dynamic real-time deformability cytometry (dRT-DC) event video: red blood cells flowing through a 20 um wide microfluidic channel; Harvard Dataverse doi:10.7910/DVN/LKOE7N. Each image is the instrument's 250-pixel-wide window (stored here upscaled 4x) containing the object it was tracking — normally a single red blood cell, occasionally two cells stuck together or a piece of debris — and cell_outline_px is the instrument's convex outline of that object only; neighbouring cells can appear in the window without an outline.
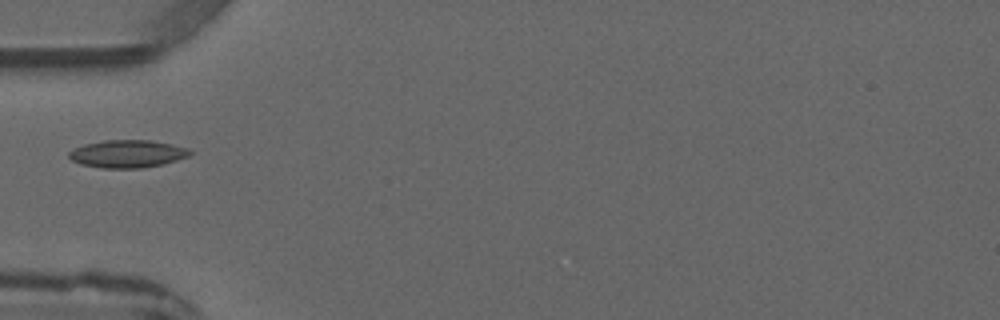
{"species": "common noctule bat (a hibernating species)", "species_latin": "Nyctalus noctula", "temperature_condition": "warm", "stored_images_in_passage": 2, "camera_frame_rate_fps": 3000, "um_per_image_px": 0.085, "animal": {"sex": "male", "forearm_length_mm": 52.5}, "frame": {"image": 1, "passage_image": 1, "time_ms": 0.0, "image_size_px": [1000, 320], "cell_outline_px": [[192, 152], [188, 156], [176, 160], [160, 164], [140, 168], [100, 168], [80, 164], [72, 160], [68, 156], [68, 152], [84, 144], [104, 140], [152, 140], [172, 144], [188, 148]], "centroid_in_image_um": [10.81, 13.07], "position_along_channel_um": 74.2, "area_um2": 19.42}}
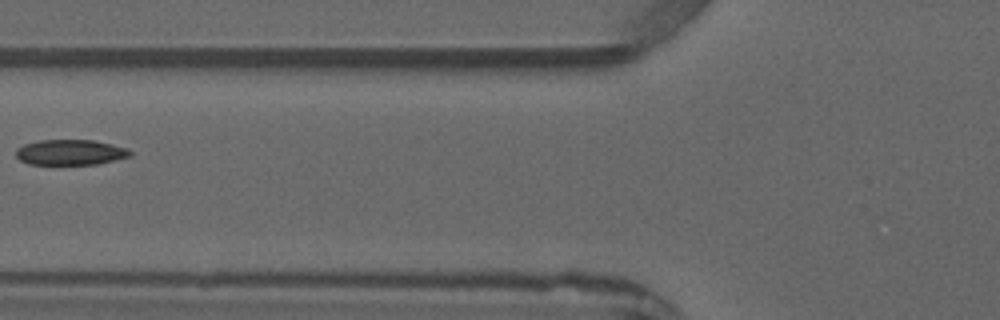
{"frame": {"image": 2, "passage_image": 2, "time_ms": 1.0, "image_size_px": [1000, 320], "cell_outline_px": [[132, 156], [96, 164], [28, 164], [20, 160], [16, 156], [16, 148], [24, 144], [40, 140], [92, 140], [112, 144], [128, 148], [132, 152]], "centroid_in_image_um": [5.99, 12.94], "position_along_channel_um": 119.8, "area_um2": 16.94}}